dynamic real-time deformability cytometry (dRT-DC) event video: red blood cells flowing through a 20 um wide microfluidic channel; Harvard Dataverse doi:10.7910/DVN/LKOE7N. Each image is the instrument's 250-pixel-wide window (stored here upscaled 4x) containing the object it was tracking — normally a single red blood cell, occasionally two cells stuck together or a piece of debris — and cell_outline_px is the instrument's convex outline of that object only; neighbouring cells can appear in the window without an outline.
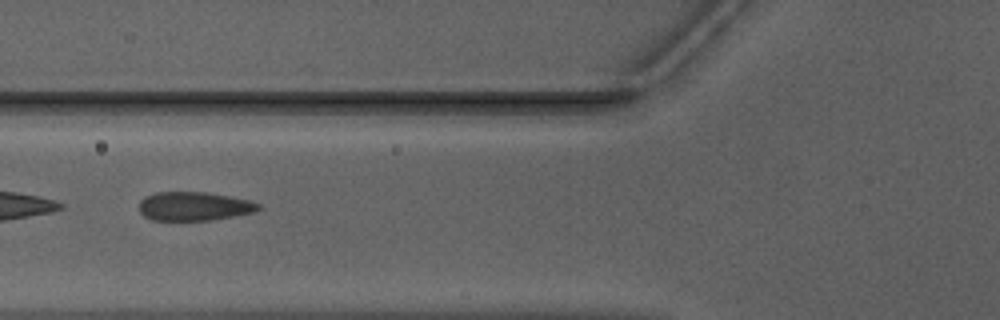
{"species": "Egyptian fruit bat (a non-hibernating species)", "species_latin": "Rousettus aegyptiacus", "temperature_condition": "warm", "stored_images_in_passage": 12, "camera_frame_rate_fps": 3000, "um_per_image_px": 0.085, "animal": {"sex": "male"}, "frame": {"image": 1, "passage_image": 4, "time_ms": 1.0, "image_size_px": [1000, 320], "cell_outline_px": [[264, 208], [256, 212], [212, 220], [152, 220], [144, 216], [140, 212], [140, 200], [144, 196], [156, 192], [204, 192], [228, 196], [248, 200], [260, 204]], "centroid_in_image_um": [16.51, 17.53], "position_along_channel_um": 109.3, "area_um2": 20.11}}
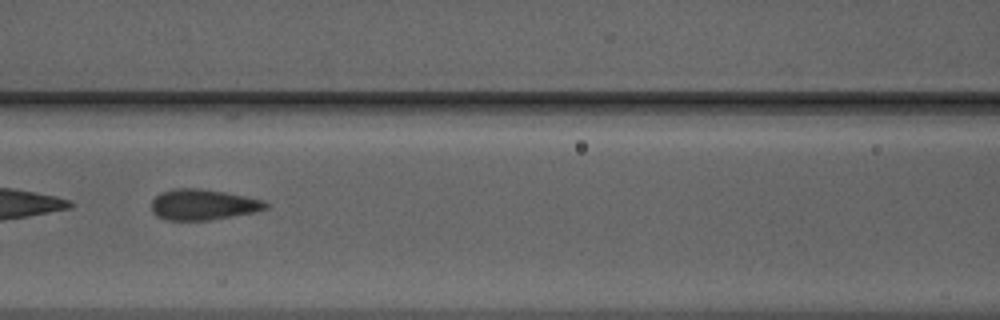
{"frame": {"image": 2, "passage_image": 7, "time_ms": 2.0, "image_size_px": [1000, 320], "cell_outline_px": [[268, 208], [252, 212], [232, 216], [208, 220], [164, 220], [156, 216], [152, 212], [152, 200], [160, 192], [172, 188], [200, 188], [224, 192], [264, 200], [268, 204]], "centroid_in_image_um": [17.21, 17.38], "position_along_channel_um": 149.4, "area_um2": 20.46}}
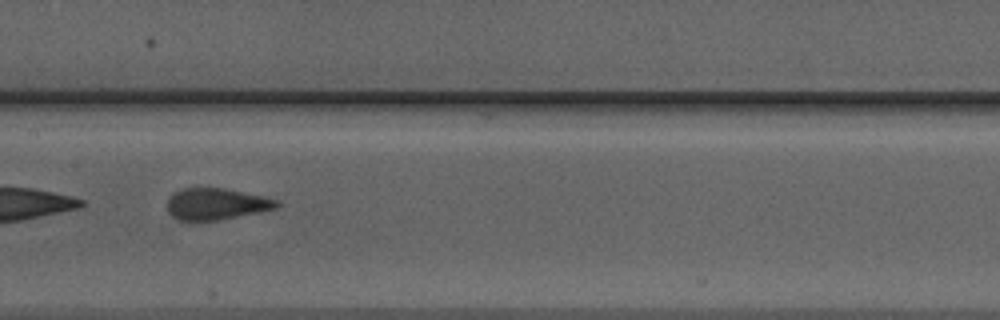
{"frame": {"image": 3, "passage_image": 10, "time_ms": 3.0, "image_size_px": [1000, 320], "cell_outline_px": [[280, 204], [276, 208], [260, 212], [220, 220], [176, 220], [168, 212], [168, 200], [176, 192], [184, 188], [224, 188], [280, 200]], "centroid_in_image_um": [18.41, 17.35], "position_along_channel_um": 189.0, "area_um2": 19.94}}